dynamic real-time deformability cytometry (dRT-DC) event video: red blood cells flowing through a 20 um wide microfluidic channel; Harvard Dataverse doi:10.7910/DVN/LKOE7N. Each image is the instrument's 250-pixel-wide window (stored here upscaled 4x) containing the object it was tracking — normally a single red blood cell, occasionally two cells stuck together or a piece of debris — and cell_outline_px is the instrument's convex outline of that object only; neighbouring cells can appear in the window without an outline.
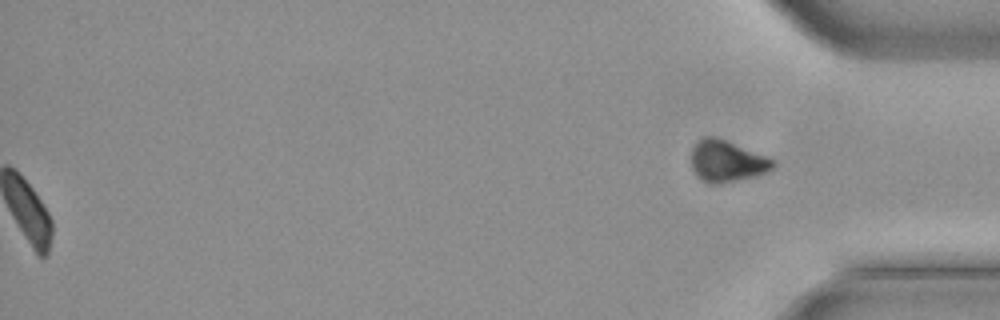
{"species": "common noctule bat (a hibernating species)", "species_latin": "Nyctalus noctula", "temperature_condition": "cold", "stored_images_in_passage": 51, "segment_of_instrument_passage": [2, 2], "camera_frame_rate_fps": 3000, "um_per_image_px": 0.085, "animal": {"sex": "male", "body_mass_g": 21.5, "forearm_length_mm": 52.0}, "frame": {"image": 1, "passage_image": 51, "time_ms": 16.667, "image_size_px": [1000, 320], "cell_outline_px": [[776, 168], [768, 172], [756, 176], [720, 184], [708, 184], [692, 168], [692, 148], [696, 140], [704, 136], [716, 136], [776, 160]], "centroid_in_image_um": [61.82, 13.69], "position_along_channel_um": 373.4, "area_um2": 19.94}}